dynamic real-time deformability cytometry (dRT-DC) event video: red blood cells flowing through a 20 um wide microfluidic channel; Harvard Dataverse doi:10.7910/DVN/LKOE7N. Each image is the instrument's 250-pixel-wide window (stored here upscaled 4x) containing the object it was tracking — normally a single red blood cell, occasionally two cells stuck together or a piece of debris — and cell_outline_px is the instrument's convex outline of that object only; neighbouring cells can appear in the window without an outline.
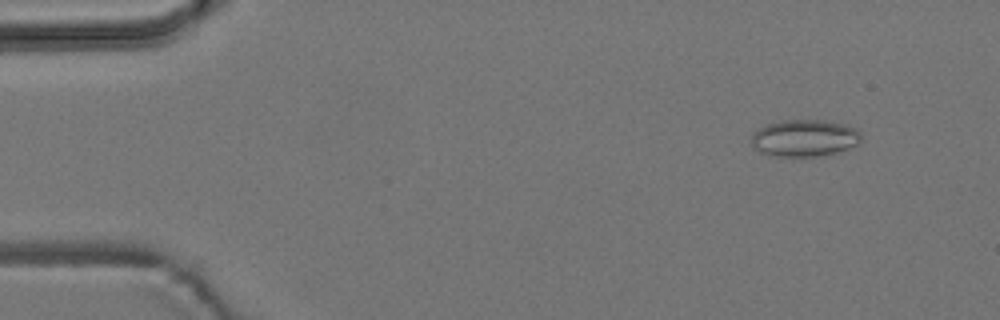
{"species": "common noctule bat (a hibernating species)", "species_latin": "Nyctalus noctula", "temperature_condition": "room temperature", "stored_images_in_passage": 3, "camera_frame_rate_fps": 3000, "um_per_image_px": 0.085, "animal": {"sex": "male", "body_mass_g": 19.2, "forearm_length_mm": 51.8}, "frame": {"image": 1, "passage_image": 3, "time_ms": 2.333, "image_size_px": [1000, 320], "cell_outline_px": [[860, 144], [836, 152], [816, 156], [776, 156], [760, 152], [752, 144], [752, 132], [768, 124], [780, 120], [824, 120], [848, 124], [856, 128], [860, 132]], "centroid_in_image_um": [68.41, 11.72], "position_along_channel_um": 16.6, "area_um2": 23.64}}